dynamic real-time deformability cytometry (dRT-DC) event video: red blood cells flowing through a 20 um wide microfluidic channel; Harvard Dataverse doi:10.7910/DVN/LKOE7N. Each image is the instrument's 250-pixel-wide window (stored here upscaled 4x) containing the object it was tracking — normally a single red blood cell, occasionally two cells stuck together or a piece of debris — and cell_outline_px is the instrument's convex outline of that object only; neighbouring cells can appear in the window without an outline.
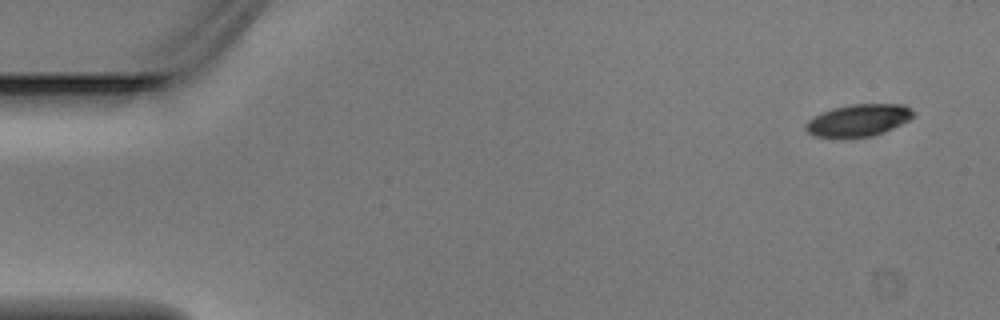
{"species": "Egyptian fruit bat (a non-hibernating species)", "species_latin": "Rousettus aegyptiacus", "temperature_condition": "warm", "stored_images_in_passage": 4, "camera_frame_rate_fps": 3000, "um_per_image_px": 0.085, "animal": {"sex": "male"}, "frame": {"image": 1, "passage_image": 1, "time_ms": 0.0, "image_size_px": [1000, 320], "cell_outline_px": [[916, 112], [908, 120], [884, 132], [872, 136], [816, 136], [808, 132], [804, 128], [804, 124], [812, 116], [820, 112], [832, 108], [852, 104], [904, 104], [912, 108]], "centroid_in_image_um": [72.96, 10.19], "position_along_channel_um": 12.0, "area_um2": 19.94}}
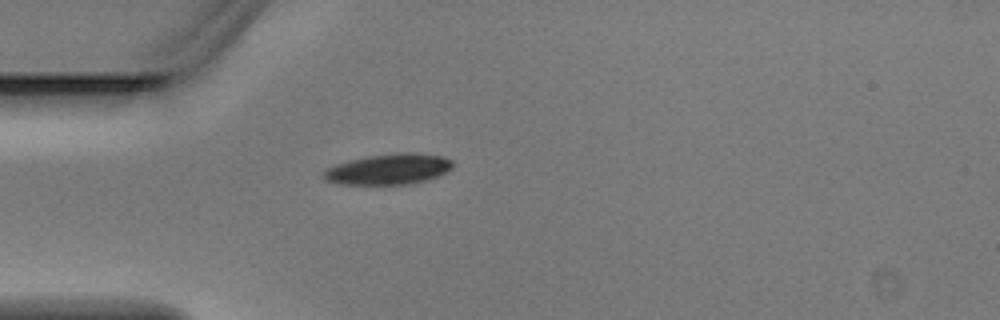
{"frame": {"image": 2, "passage_image": 4, "time_ms": 1.0, "image_size_px": [1000, 320], "cell_outline_px": [[452, 168], [436, 176], [424, 180], [408, 184], [340, 184], [324, 180], [324, 172], [328, 168], [336, 164], [348, 160], [368, 156], [396, 152], [408, 152], [444, 156], [452, 160]], "centroid_in_image_um": [33.02, 14.36], "position_along_channel_um": 52.0, "area_um2": 22.89}}